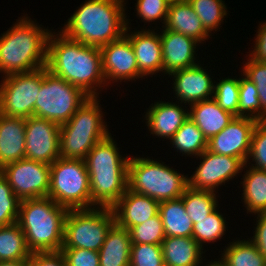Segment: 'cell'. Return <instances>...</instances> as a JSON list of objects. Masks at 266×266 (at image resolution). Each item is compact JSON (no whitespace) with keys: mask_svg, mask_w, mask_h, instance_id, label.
I'll use <instances>...</instances> for the list:
<instances>
[{"mask_svg":"<svg viewBox=\"0 0 266 266\" xmlns=\"http://www.w3.org/2000/svg\"><path fill=\"white\" fill-rule=\"evenodd\" d=\"M58 32H51L48 38L47 70L80 88L89 97L99 98L97 88L109 84L103 75L100 48L75 41Z\"/></svg>","mask_w":266,"mask_h":266,"instance_id":"6da1fadb","label":"cell"},{"mask_svg":"<svg viewBox=\"0 0 266 266\" xmlns=\"http://www.w3.org/2000/svg\"><path fill=\"white\" fill-rule=\"evenodd\" d=\"M125 0H86L60 32L89 46L101 48L121 38L126 30Z\"/></svg>","mask_w":266,"mask_h":266,"instance_id":"7a4b0ae2","label":"cell"},{"mask_svg":"<svg viewBox=\"0 0 266 266\" xmlns=\"http://www.w3.org/2000/svg\"><path fill=\"white\" fill-rule=\"evenodd\" d=\"M111 134L85 158L92 206L112 208L128 189L129 157H122Z\"/></svg>","mask_w":266,"mask_h":266,"instance_id":"3957f363","label":"cell"},{"mask_svg":"<svg viewBox=\"0 0 266 266\" xmlns=\"http://www.w3.org/2000/svg\"><path fill=\"white\" fill-rule=\"evenodd\" d=\"M41 26L24 15L0 35L1 74H19L46 66L51 31Z\"/></svg>","mask_w":266,"mask_h":266,"instance_id":"277c9868","label":"cell"},{"mask_svg":"<svg viewBox=\"0 0 266 266\" xmlns=\"http://www.w3.org/2000/svg\"><path fill=\"white\" fill-rule=\"evenodd\" d=\"M68 211L50 197L20 200L17 223L32 253L61 251Z\"/></svg>","mask_w":266,"mask_h":266,"instance_id":"5b68a950","label":"cell"},{"mask_svg":"<svg viewBox=\"0 0 266 266\" xmlns=\"http://www.w3.org/2000/svg\"><path fill=\"white\" fill-rule=\"evenodd\" d=\"M101 110L97 97H90L60 126V157L85 160L95 144L111 134Z\"/></svg>","mask_w":266,"mask_h":266,"instance_id":"8992f818","label":"cell"},{"mask_svg":"<svg viewBox=\"0 0 266 266\" xmlns=\"http://www.w3.org/2000/svg\"><path fill=\"white\" fill-rule=\"evenodd\" d=\"M188 187L186 175L150 158L130 157L128 189L158 202L180 198Z\"/></svg>","mask_w":266,"mask_h":266,"instance_id":"52a82bcc","label":"cell"},{"mask_svg":"<svg viewBox=\"0 0 266 266\" xmlns=\"http://www.w3.org/2000/svg\"><path fill=\"white\" fill-rule=\"evenodd\" d=\"M48 197L69 210L93 208L85 160L56 159L50 165Z\"/></svg>","mask_w":266,"mask_h":266,"instance_id":"ba28073f","label":"cell"},{"mask_svg":"<svg viewBox=\"0 0 266 266\" xmlns=\"http://www.w3.org/2000/svg\"><path fill=\"white\" fill-rule=\"evenodd\" d=\"M80 88L59 78L48 70L42 75L40 92L35 102L34 116L65 124L89 99Z\"/></svg>","mask_w":266,"mask_h":266,"instance_id":"9c48e42d","label":"cell"},{"mask_svg":"<svg viewBox=\"0 0 266 266\" xmlns=\"http://www.w3.org/2000/svg\"><path fill=\"white\" fill-rule=\"evenodd\" d=\"M114 224L112 208L70 209L65 219L62 248H83L99 252Z\"/></svg>","mask_w":266,"mask_h":266,"instance_id":"30bf717a","label":"cell"},{"mask_svg":"<svg viewBox=\"0 0 266 266\" xmlns=\"http://www.w3.org/2000/svg\"><path fill=\"white\" fill-rule=\"evenodd\" d=\"M44 66L34 71L4 76L0 81V113L27 119L34 116Z\"/></svg>","mask_w":266,"mask_h":266,"instance_id":"8fae6325","label":"cell"},{"mask_svg":"<svg viewBox=\"0 0 266 266\" xmlns=\"http://www.w3.org/2000/svg\"><path fill=\"white\" fill-rule=\"evenodd\" d=\"M0 172L20 200L48 197L49 164L23 158L5 165Z\"/></svg>","mask_w":266,"mask_h":266,"instance_id":"7c38bea8","label":"cell"},{"mask_svg":"<svg viewBox=\"0 0 266 266\" xmlns=\"http://www.w3.org/2000/svg\"><path fill=\"white\" fill-rule=\"evenodd\" d=\"M199 167L188 178V187L197 190H208L215 192L216 188L225 185V182L241 173L247 164L238 157L225 156L213 153L207 149L198 156Z\"/></svg>","mask_w":266,"mask_h":266,"instance_id":"4fadbf2b","label":"cell"},{"mask_svg":"<svg viewBox=\"0 0 266 266\" xmlns=\"http://www.w3.org/2000/svg\"><path fill=\"white\" fill-rule=\"evenodd\" d=\"M25 158L51 165L60 157V126L36 116L26 119Z\"/></svg>","mask_w":266,"mask_h":266,"instance_id":"5bb4252c","label":"cell"},{"mask_svg":"<svg viewBox=\"0 0 266 266\" xmlns=\"http://www.w3.org/2000/svg\"><path fill=\"white\" fill-rule=\"evenodd\" d=\"M257 120L235 116L218 134L207 141V150L219 155L241 158L245 163Z\"/></svg>","mask_w":266,"mask_h":266,"instance_id":"9a60e30c","label":"cell"},{"mask_svg":"<svg viewBox=\"0 0 266 266\" xmlns=\"http://www.w3.org/2000/svg\"><path fill=\"white\" fill-rule=\"evenodd\" d=\"M102 71L107 81H130L143 76L139 73L135 53L130 39L124 34L100 48Z\"/></svg>","mask_w":266,"mask_h":266,"instance_id":"2e32d148","label":"cell"},{"mask_svg":"<svg viewBox=\"0 0 266 266\" xmlns=\"http://www.w3.org/2000/svg\"><path fill=\"white\" fill-rule=\"evenodd\" d=\"M205 70L198 62L195 66L169 74V77L173 76V92L175 91L178 102L181 101L180 105H191L213 98L214 81Z\"/></svg>","mask_w":266,"mask_h":266,"instance_id":"e0dca14e","label":"cell"},{"mask_svg":"<svg viewBox=\"0 0 266 266\" xmlns=\"http://www.w3.org/2000/svg\"><path fill=\"white\" fill-rule=\"evenodd\" d=\"M128 19H126L125 35L130 39L133 47L139 73L144 77L163 72V57L161 38L159 33L152 29L130 31ZM160 71V72H159Z\"/></svg>","mask_w":266,"mask_h":266,"instance_id":"ac0fdd59","label":"cell"},{"mask_svg":"<svg viewBox=\"0 0 266 266\" xmlns=\"http://www.w3.org/2000/svg\"><path fill=\"white\" fill-rule=\"evenodd\" d=\"M160 38L165 75L197 65L194 55L198 41L164 28Z\"/></svg>","mask_w":266,"mask_h":266,"instance_id":"d6986e66","label":"cell"},{"mask_svg":"<svg viewBox=\"0 0 266 266\" xmlns=\"http://www.w3.org/2000/svg\"><path fill=\"white\" fill-rule=\"evenodd\" d=\"M112 209L115 223L121 228L130 230L133 226L155 216L159 212V202L127 189Z\"/></svg>","mask_w":266,"mask_h":266,"instance_id":"ffe728a7","label":"cell"},{"mask_svg":"<svg viewBox=\"0 0 266 266\" xmlns=\"http://www.w3.org/2000/svg\"><path fill=\"white\" fill-rule=\"evenodd\" d=\"M152 105V106H151ZM150 105L144 120L150 133L159 138L171 139L189 118V109L173 102L159 101Z\"/></svg>","mask_w":266,"mask_h":266,"instance_id":"44dd1931","label":"cell"},{"mask_svg":"<svg viewBox=\"0 0 266 266\" xmlns=\"http://www.w3.org/2000/svg\"><path fill=\"white\" fill-rule=\"evenodd\" d=\"M26 119L0 113V169L25 158Z\"/></svg>","mask_w":266,"mask_h":266,"instance_id":"7402d4cb","label":"cell"},{"mask_svg":"<svg viewBox=\"0 0 266 266\" xmlns=\"http://www.w3.org/2000/svg\"><path fill=\"white\" fill-rule=\"evenodd\" d=\"M165 25V26H164ZM162 28L189 36L202 43L210 38L201 19L187 0L169 4L167 18Z\"/></svg>","mask_w":266,"mask_h":266,"instance_id":"603a6c76","label":"cell"},{"mask_svg":"<svg viewBox=\"0 0 266 266\" xmlns=\"http://www.w3.org/2000/svg\"><path fill=\"white\" fill-rule=\"evenodd\" d=\"M189 108V118L207 140L220 133L235 117L223 110L213 98L193 103Z\"/></svg>","mask_w":266,"mask_h":266,"instance_id":"cb8c5ba5","label":"cell"},{"mask_svg":"<svg viewBox=\"0 0 266 266\" xmlns=\"http://www.w3.org/2000/svg\"><path fill=\"white\" fill-rule=\"evenodd\" d=\"M165 266H200L201 247L192 237H165L161 243Z\"/></svg>","mask_w":266,"mask_h":266,"instance_id":"d4e9b609","label":"cell"},{"mask_svg":"<svg viewBox=\"0 0 266 266\" xmlns=\"http://www.w3.org/2000/svg\"><path fill=\"white\" fill-rule=\"evenodd\" d=\"M131 244L129 230L115 223L99 250L100 266H129Z\"/></svg>","mask_w":266,"mask_h":266,"instance_id":"484cf974","label":"cell"},{"mask_svg":"<svg viewBox=\"0 0 266 266\" xmlns=\"http://www.w3.org/2000/svg\"><path fill=\"white\" fill-rule=\"evenodd\" d=\"M159 214L166 237H192L193 222L181 197L159 202Z\"/></svg>","mask_w":266,"mask_h":266,"instance_id":"4316f807","label":"cell"},{"mask_svg":"<svg viewBox=\"0 0 266 266\" xmlns=\"http://www.w3.org/2000/svg\"><path fill=\"white\" fill-rule=\"evenodd\" d=\"M248 166L241 181L244 207L247 213L266 212V171Z\"/></svg>","mask_w":266,"mask_h":266,"instance_id":"83f0119b","label":"cell"},{"mask_svg":"<svg viewBox=\"0 0 266 266\" xmlns=\"http://www.w3.org/2000/svg\"><path fill=\"white\" fill-rule=\"evenodd\" d=\"M31 253L17 222L0 226V261L29 260Z\"/></svg>","mask_w":266,"mask_h":266,"instance_id":"f1b7e54d","label":"cell"},{"mask_svg":"<svg viewBox=\"0 0 266 266\" xmlns=\"http://www.w3.org/2000/svg\"><path fill=\"white\" fill-rule=\"evenodd\" d=\"M207 139L197 127V125L188 118L170 139V143L186 156H196L198 158L207 149Z\"/></svg>","mask_w":266,"mask_h":266,"instance_id":"f546056e","label":"cell"},{"mask_svg":"<svg viewBox=\"0 0 266 266\" xmlns=\"http://www.w3.org/2000/svg\"><path fill=\"white\" fill-rule=\"evenodd\" d=\"M225 247L221 262L225 266H266V258L250 240H234Z\"/></svg>","mask_w":266,"mask_h":266,"instance_id":"4dcf8cb0","label":"cell"},{"mask_svg":"<svg viewBox=\"0 0 266 266\" xmlns=\"http://www.w3.org/2000/svg\"><path fill=\"white\" fill-rule=\"evenodd\" d=\"M213 191L197 190L187 187L181 196L186 213L193 224L197 220L208 217L216 208H218L217 195Z\"/></svg>","mask_w":266,"mask_h":266,"instance_id":"1f68e13d","label":"cell"},{"mask_svg":"<svg viewBox=\"0 0 266 266\" xmlns=\"http://www.w3.org/2000/svg\"><path fill=\"white\" fill-rule=\"evenodd\" d=\"M226 220L216 208L208 217L193 224L192 238L202 247L204 243L216 242L226 232Z\"/></svg>","mask_w":266,"mask_h":266,"instance_id":"d6a6232c","label":"cell"},{"mask_svg":"<svg viewBox=\"0 0 266 266\" xmlns=\"http://www.w3.org/2000/svg\"><path fill=\"white\" fill-rule=\"evenodd\" d=\"M201 19L204 29L210 34L217 31L228 14L223 0H187Z\"/></svg>","mask_w":266,"mask_h":266,"instance_id":"836d02e7","label":"cell"},{"mask_svg":"<svg viewBox=\"0 0 266 266\" xmlns=\"http://www.w3.org/2000/svg\"><path fill=\"white\" fill-rule=\"evenodd\" d=\"M129 232L132 244L161 245L166 237L159 212L144 223L133 226Z\"/></svg>","mask_w":266,"mask_h":266,"instance_id":"e575fe53","label":"cell"},{"mask_svg":"<svg viewBox=\"0 0 266 266\" xmlns=\"http://www.w3.org/2000/svg\"><path fill=\"white\" fill-rule=\"evenodd\" d=\"M240 78H222L214 84L213 99L223 109L238 116Z\"/></svg>","mask_w":266,"mask_h":266,"instance_id":"d590c367","label":"cell"},{"mask_svg":"<svg viewBox=\"0 0 266 266\" xmlns=\"http://www.w3.org/2000/svg\"><path fill=\"white\" fill-rule=\"evenodd\" d=\"M258 90L245 76L240 78L238 116L261 121V104Z\"/></svg>","mask_w":266,"mask_h":266,"instance_id":"8d00e7d4","label":"cell"},{"mask_svg":"<svg viewBox=\"0 0 266 266\" xmlns=\"http://www.w3.org/2000/svg\"><path fill=\"white\" fill-rule=\"evenodd\" d=\"M20 199L0 172V226L17 222Z\"/></svg>","mask_w":266,"mask_h":266,"instance_id":"74e56055","label":"cell"},{"mask_svg":"<svg viewBox=\"0 0 266 266\" xmlns=\"http://www.w3.org/2000/svg\"><path fill=\"white\" fill-rule=\"evenodd\" d=\"M247 60L242 73L243 76L255 84L261 104V121H266V63L253 60L250 57Z\"/></svg>","mask_w":266,"mask_h":266,"instance_id":"f35d334b","label":"cell"},{"mask_svg":"<svg viewBox=\"0 0 266 266\" xmlns=\"http://www.w3.org/2000/svg\"><path fill=\"white\" fill-rule=\"evenodd\" d=\"M249 159L255 164H251ZM245 164H251L252 168L266 171V121H258L254 127L250 151Z\"/></svg>","mask_w":266,"mask_h":266,"instance_id":"ab89813d","label":"cell"},{"mask_svg":"<svg viewBox=\"0 0 266 266\" xmlns=\"http://www.w3.org/2000/svg\"><path fill=\"white\" fill-rule=\"evenodd\" d=\"M129 266H165L161 245L131 244Z\"/></svg>","mask_w":266,"mask_h":266,"instance_id":"60d3db41","label":"cell"},{"mask_svg":"<svg viewBox=\"0 0 266 266\" xmlns=\"http://www.w3.org/2000/svg\"><path fill=\"white\" fill-rule=\"evenodd\" d=\"M169 2L167 0H137L136 13L144 22H154L161 20L165 24Z\"/></svg>","mask_w":266,"mask_h":266,"instance_id":"b9f144b4","label":"cell"},{"mask_svg":"<svg viewBox=\"0 0 266 266\" xmlns=\"http://www.w3.org/2000/svg\"><path fill=\"white\" fill-rule=\"evenodd\" d=\"M67 266H100L99 252L83 248H61Z\"/></svg>","mask_w":266,"mask_h":266,"instance_id":"7bdbcfd3","label":"cell"},{"mask_svg":"<svg viewBox=\"0 0 266 266\" xmlns=\"http://www.w3.org/2000/svg\"><path fill=\"white\" fill-rule=\"evenodd\" d=\"M28 266H67L63 254L58 252H33Z\"/></svg>","mask_w":266,"mask_h":266,"instance_id":"ee69618b","label":"cell"},{"mask_svg":"<svg viewBox=\"0 0 266 266\" xmlns=\"http://www.w3.org/2000/svg\"><path fill=\"white\" fill-rule=\"evenodd\" d=\"M255 224V233L249 239L258 249L260 254L266 258V212H258Z\"/></svg>","mask_w":266,"mask_h":266,"instance_id":"f6af8a7d","label":"cell"},{"mask_svg":"<svg viewBox=\"0 0 266 266\" xmlns=\"http://www.w3.org/2000/svg\"><path fill=\"white\" fill-rule=\"evenodd\" d=\"M255 38L254 50L248 55L253 60L266 63V22L261 23Z\"/></svg>","mask_w":266,"mask_h":266,"instance_id":"bcb514c9","label":"cell"},{"mask_svg":"<svg viewBox=\"0 0 266 266\" xmlns=\"http://www.w3.org/2000/svg\"><path fill=\"white\" fill-rule=\"evenodd\" d=\"M0 266H28V260L0 261Z\"/></svg>","mask_w":266,"mask_h":266,"instance_id":"7dc6e473","label":"cell"},{"mask_svg":"<svg viewBox=\"0 0 266 266\" xmlns=\"http://www.w3.org/2000/svg\"><path fill=\"white\" fill-rule=\"evenodd\" d=\"M207 263H209V264H206L205 266H225L222 262H221V260H219L218 259V261H208Z\"/></svg>","mask_w":266,"mask_h":266,"instance_id":"c3c4849f","label":"cell"},{"mask_svg":"<svg viewBox=\"0 0 266 266\" xmlns=\"http://www.w3.org/2000/svg\"><path fill=\"white\" fill-rule=\"evenodd\" d=\"M169 3H172V2H178V1H181V0H167Z\"/></svg>","mask_w":266,"mask_h":266,"instance_id":"681fc988","label":"cell"}]
</instances>
